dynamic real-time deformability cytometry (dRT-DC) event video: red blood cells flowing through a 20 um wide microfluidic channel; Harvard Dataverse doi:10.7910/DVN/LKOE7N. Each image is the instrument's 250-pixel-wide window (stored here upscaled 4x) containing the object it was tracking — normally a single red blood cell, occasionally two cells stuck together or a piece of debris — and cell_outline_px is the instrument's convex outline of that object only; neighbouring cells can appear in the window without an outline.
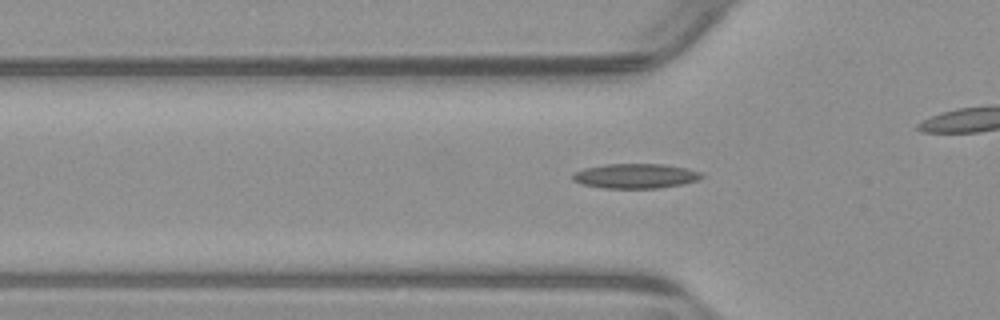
{"species": "common noctule bat (a hibernating species)", "species_latin": "Nyctalus noctula", "temperature_condition": "warm", "stored_images_in_passage": 36, "camera_frame_rate_fps": 3000, "um_per_image_px": 0.085, "animal": {"sex": "male", "body_mass_g": 23.1, "forearm_length_mm": 52.7}, "frame": {"image": 1, "passage_image": 10, "time_ms": 3.0, "image_size_px": [1000, 320], "cell_outline_px": [[704, 176], [696, 180], [680, 184], [660, 188], [604, 188], [580, 184], [572, 180], [572, 176], [576, 172], [584, 168], [604, 164], [664, 164], [684, 168], [700, 172]], "centroid_in_image_um": [53.96, 14.96], "position_along_channel_um": 71.8, "area_um2": 18.44}}
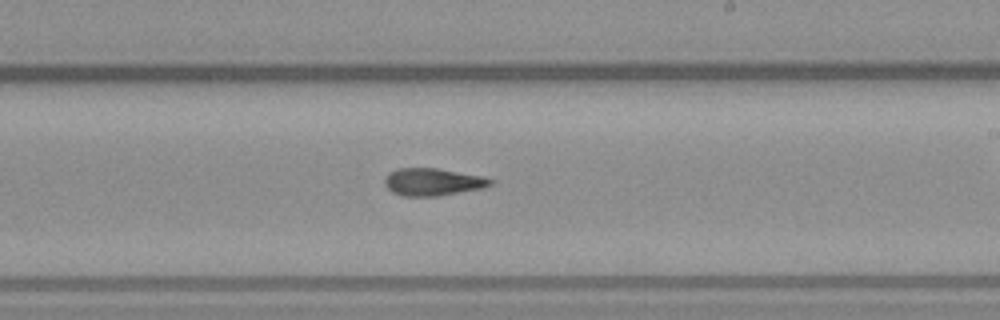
{"frame": {"image": 2, "passage_image": 24, "time_ms": 7.667, "image_size_px": [1000, 320], "cell_outline_px": [[496, 180], [492, 184], [480, 188], [440, 196], [400, 196], [392, 192], [384, 184], [384, 176], [388, 172], [396, 168], [436, 168], [484, 176]], "centroid_in_image_um": [36.75, 15.46], "position_along_channel_um": 252.2, "area_um2": 17.11}}
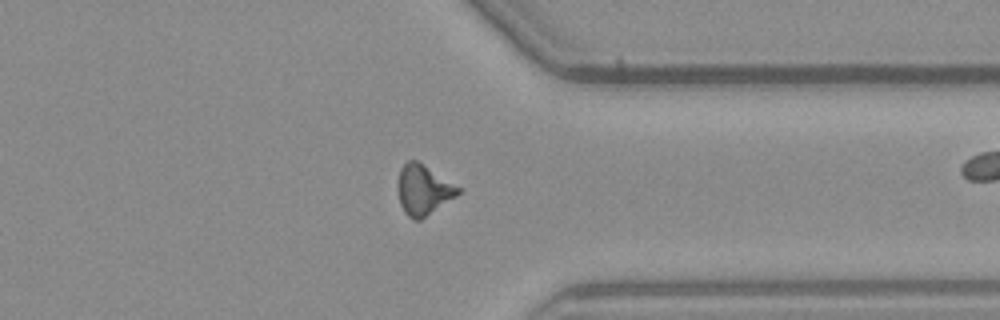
{"frame": {"image": 3, "passage_image": 34, "time_ms": 11.0, "image_size_px": [1000, 320], "cell_outline_px": [[464, 188], [456, 196], [420, 220], [412, 220], [404, 212], [400, 204], [400, 168], [408, 160], [416, 160]], "centroid_in_image_um": [36.05, 16.14], "position_along_channel_um": 375.4, "area_um2": 17.34}}